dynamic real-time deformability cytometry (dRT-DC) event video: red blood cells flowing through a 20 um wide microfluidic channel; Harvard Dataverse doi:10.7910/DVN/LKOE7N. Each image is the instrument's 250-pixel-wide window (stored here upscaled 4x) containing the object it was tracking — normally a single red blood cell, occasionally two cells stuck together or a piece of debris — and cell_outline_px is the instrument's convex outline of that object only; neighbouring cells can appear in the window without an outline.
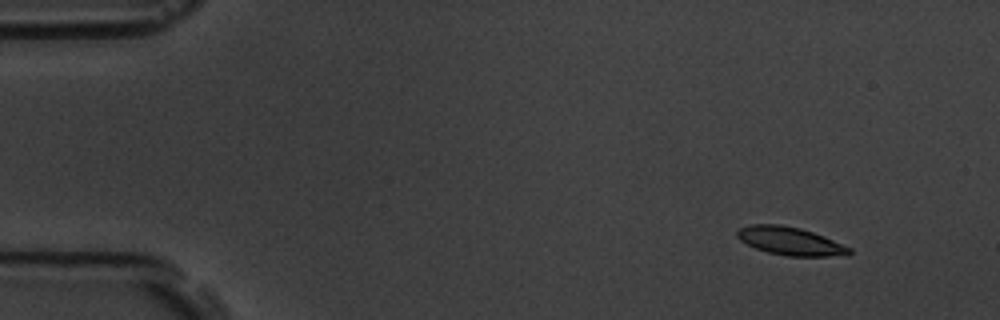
{"species": "common noctule bat (a hibernating species)", "species_latin": "Nyctalus noctula", "temperature_condition": "room temperature", "stored_images_in_passage": 4, "camera_frame_rate_fps": 3000, "um_per_image_px": 0.085, "animal": {"sex": "male", "body_mass_g": 19.5, "forearm_length_mm": 54.6}, "frame": {"image": 1, "passage_image": 1, "time_ms": 0.0, "image_size_px": [1000, 320], "cell_outline_px": [[852, 252], [848, 256], [788, 256], [768, 252], [756, 248], [740, 240], [736, 236], [736, 232], [740, 228], [752, 224], [780, 224], [800, 228], [824, 236], [852, 248]], "centroid_in_image_um": [67.21, 20.49], "position_along_channel_um": 17.8, "area_um2": 18.38}}
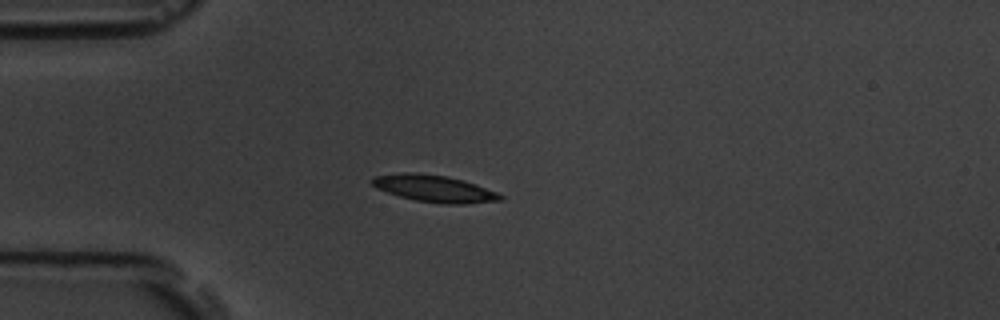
{"frame": {"image": 2, "passage_image": 4, "time_ms": 3.333, "image_size_px": [1000, 320], "cell_outline_px": [[504, 200], [464, 204], [440, 204], [416, 200], [400, 196], [376, 188], [368, 180], [372, 176], [400, 172], [416, 172], [448, 176], [464, 180], [476, 184], [496, 192], [504, 196]], "centroid_in_image_um": [36.89, 16.01], "position_along_channel_um": 48.1, "area_um2": 20.4}}